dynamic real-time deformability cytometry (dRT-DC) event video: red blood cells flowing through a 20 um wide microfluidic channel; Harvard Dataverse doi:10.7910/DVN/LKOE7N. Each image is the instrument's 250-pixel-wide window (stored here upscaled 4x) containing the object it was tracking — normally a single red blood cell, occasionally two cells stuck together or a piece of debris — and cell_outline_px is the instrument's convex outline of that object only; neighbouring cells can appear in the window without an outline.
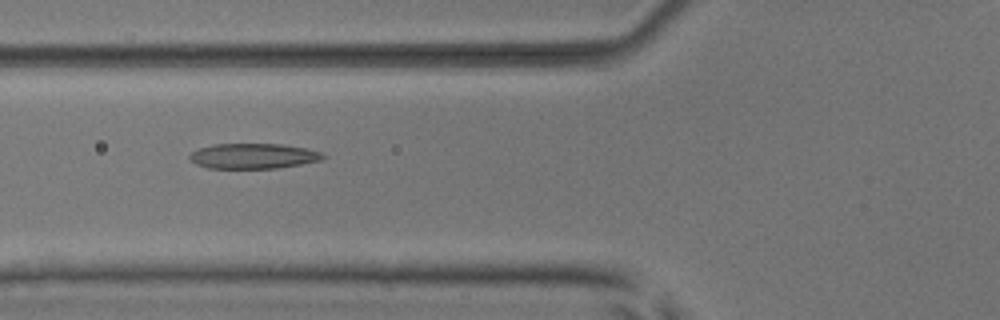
{"species": "common noctule bat (a hibernating species)", "species_latin": "Nyctalus noctula", "temperature_condition": "room temperature", "stored_images_in_passage": 4, "camera_frame_rate_fps": 3000, "um_per_image_px": 0.085, "animal": {"sex": "male", "body_mass_g": 17.9, "forearm_length_mm": 54.2}, "frame": {"image": 1, "passage_image": 3, "time_ms": 0.667, "image_size_px": [1000, 320], "cell_outline_px": [[328, 156], [320, 160], [300, 164], [276, 168], [208, 168], [196, 164], [188, 156], [192, 152], [200, 148], [212, 144], [280, 144], [304, 148], [320, 152]], "centroid_in_image_um": [21.52, 13.26], "position_along_channel_um": 104.3, "area_um2": 19.42}}
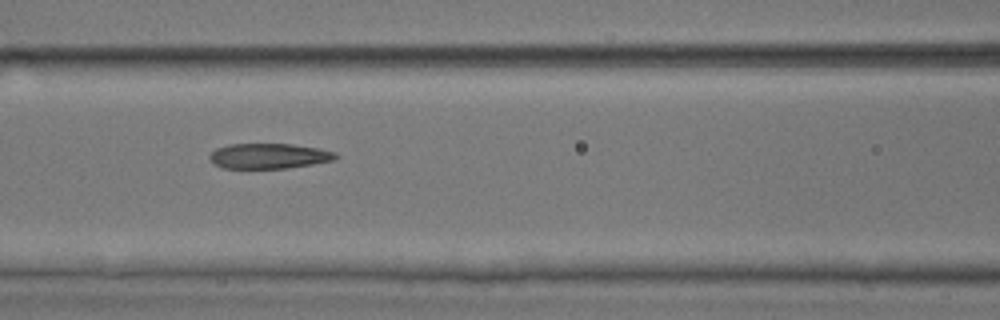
{"frame": {"image": 2, "passage_image": 4, "time_ms": 1.0, "image_size_px": [1000, 320], "cell_outline_px": [[340, 156], [336, 160], [312, 164], [284, 168], [224, 168], [212, 164], [208, 156], [216, 148], [228, 144], [292, 144], [320, 148], [336, 152]], "centroid_in_image_um": [22.87, 13.25], "position_along_channel_um": 143.7, "area_um2": 18.73}}